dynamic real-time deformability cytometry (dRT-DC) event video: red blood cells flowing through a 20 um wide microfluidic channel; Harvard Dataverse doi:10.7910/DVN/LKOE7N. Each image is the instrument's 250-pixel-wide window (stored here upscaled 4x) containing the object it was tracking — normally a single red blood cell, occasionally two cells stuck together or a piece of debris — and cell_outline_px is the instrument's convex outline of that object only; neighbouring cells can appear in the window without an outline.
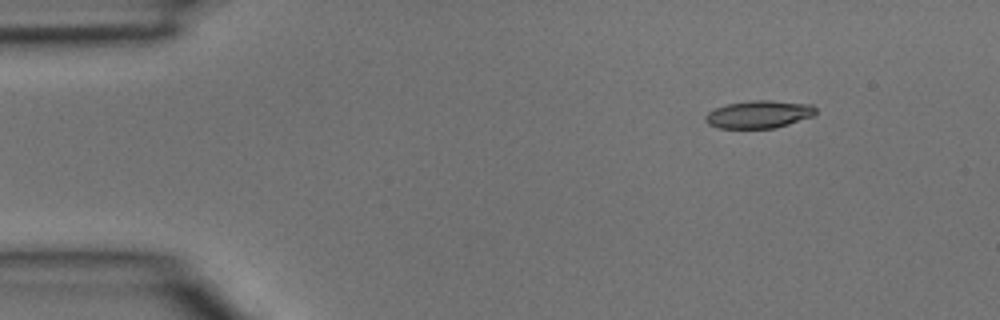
{"species": "common noctule bat (a hibernating species)", "species_latin": "Nyctalus noctula", "temperature_condition": "room temperature", "stored_images_in_passage": 3, "camera_frame_rate_fps": 3000, "um_per_image_px": 0.085, "animal": {"sex": "male", "body_mass_g": 15.6}, "frame": {"image": 1, "passage_image": 1, "time_ms": 0.0, "image_size_px": [1000, 320], "cell_outline_px": [[816, 112], [812, 116], [776, 128], [716, 128], [708, 124], [704, 120], [704, 116], [708, 112], [716, 108], [728, 104], [752, 100], [772, 100], [812, 104], [816, 108]], "centroid_in_image_um": [64.49, 9.72], "position_along_channel_um": 20.5, "area_um2": 17.8}}
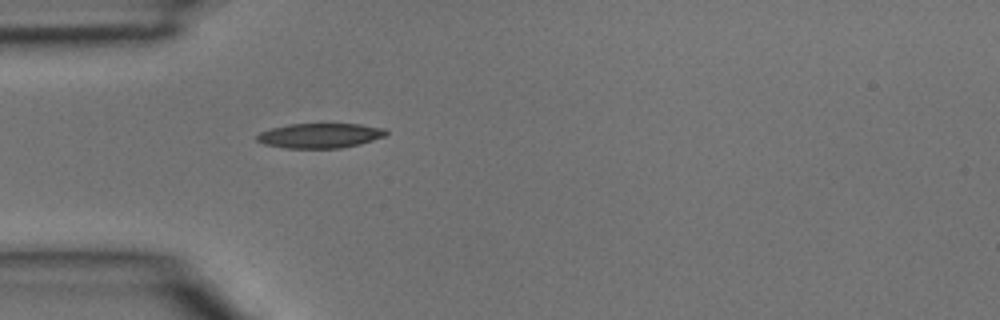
{"frame": {"image": 2, "passage_image": 3, "time_ms": 0.667, "image_size_px": [1000, 320], "cell_outline_px": [[388, 132], [384, 136], [360, 144], [340, 148], [284, 148], [264, 144], [256, 140], [256, 136], [260, 132], [272, 128], [288, 124], [360, 124], [384, 128]], "centroid_in_image_um": [27.18, 11.53], "position_along_channel_um": 57.8, "area_um2": 18.61}}